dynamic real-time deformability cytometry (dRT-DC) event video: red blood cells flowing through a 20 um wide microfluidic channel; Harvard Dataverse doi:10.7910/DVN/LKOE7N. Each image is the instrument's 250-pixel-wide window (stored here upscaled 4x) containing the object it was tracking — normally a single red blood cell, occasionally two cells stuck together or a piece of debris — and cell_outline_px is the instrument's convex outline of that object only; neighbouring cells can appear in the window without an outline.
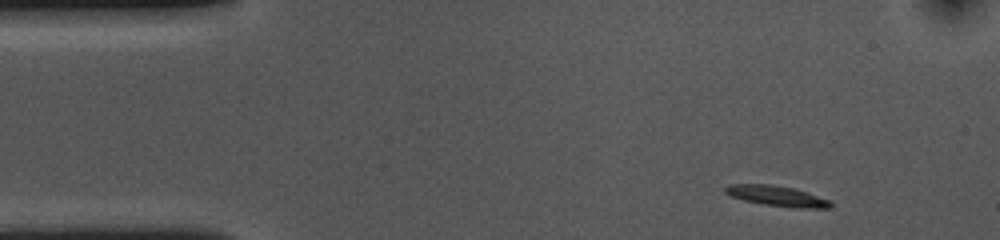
{"species": "common noctule bat (a hibernating species)", "species_latin": "Nyctalus noctula", "temperature_condition": "cold", "stored_images_in_passage": 50, "camera_frame_rate_fps": 3000, "um_per_image_px": 0.085, "animal": {"sex": "female", "body_mass_g": 10.0, "forearm_length_mm": 53.1}, "frame": {"image": 1, "passage_image": 1, "time_ms": 0.0, "image_size_px": [1000, 240], "cell_outline_px": [[832, 208], [792, 208], [764, 204], [744, 200], [732, 196], [724, 192], [724, 188], [728, 184], [768, 184], [792, 188], [808, 192], [828, 200], [832, 204]], "centroid_in_image_um": [66.03, 16.66], "position_along_channel_um": 19.0, "area_um2": 12.43}}
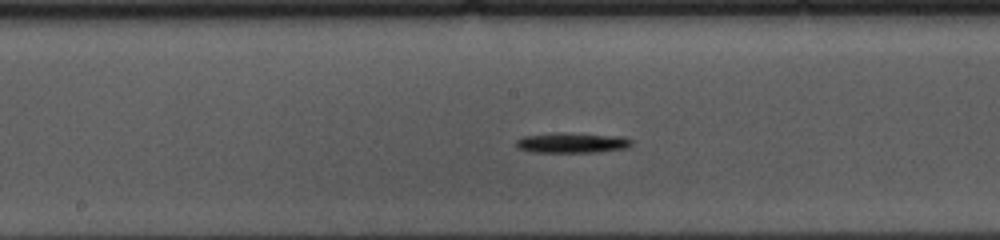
{"frame": {"image": 2, "passage_image": 22, "time_ms": 7.0, "image_size_px": [1000, 240], "cell_outline_px": [[632, 144], [628, 148], [600, 152], [532, 152], [516, 148], [516, 140], [524, 136], [560, 132], [568, 132], [624, 136], [632, 140]], "centroid_in_image_um": [48.66, 12.13], "position_along_channel_um": 199.5, "area_um2": 13.93}}
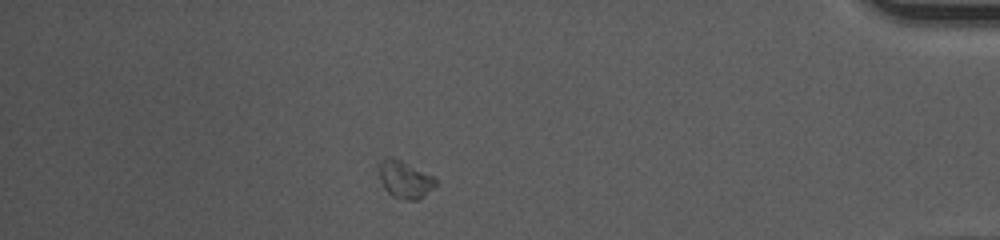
{"frame": {"image": 3, "passage_image": 43, "time_ms": 14.0, "image_size_px": [1000, 240], "cell_outline_px": [[436, 184], [420, 200], [408, 200], [392, 196], [384, 188], [380, 180], [380, 160], [388, 156], [392, 156], [436, 176]], "centroid_in_image_um": [34.43, 15.24], "position_along_channel_um": 400.8, "area_um2": 12.43}, "authors_computed_cell_mechanics": {"area_um2": 12.427, "velocity_mm_per_s": 3.5511, "shape_relaxation_time_tau1_ms": 1.0439, "shape_relaxation_time_tau2_ms": null, "deformation_change_tau1": 0.1307, "deformation_change_tau2": null}}